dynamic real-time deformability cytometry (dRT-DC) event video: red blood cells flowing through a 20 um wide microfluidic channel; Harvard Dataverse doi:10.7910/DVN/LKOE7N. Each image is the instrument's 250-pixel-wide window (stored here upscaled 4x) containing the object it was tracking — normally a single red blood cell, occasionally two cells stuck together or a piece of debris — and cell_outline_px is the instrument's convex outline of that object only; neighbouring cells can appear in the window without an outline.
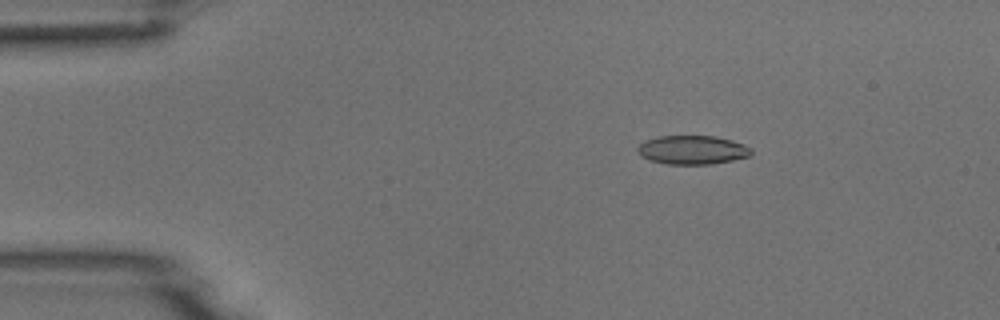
{"species": "common noctule bat (a hibernating species)", "species_latin": "Nyctalus noctula", "temperature_condition": "room temperature", "stored_images_in_passage": 45, "camera_frame_rate_fps": 3000, "um_per_image_px": 0.085, "animal": {"sex": "male", "body_mass_g": 18.8}, "frame": {"image": 1, "passage_image": 1, "time_ms": 0.0, "image_size_px": [1000, 320], "cell_outline_px": [[752, 152], [748, 156], [732, 160], [712, 164], [668, 164], [652, 160], [640, 156], [636, 152], [636, 148], [644, 140], [656, 136], [716, 136], [732, 140], [744, 144], [752, 148]], "centroid_in_image_um": [58.83, 12.73], "position_along_channel_um": 26.2, "area_um2": 19.19}}
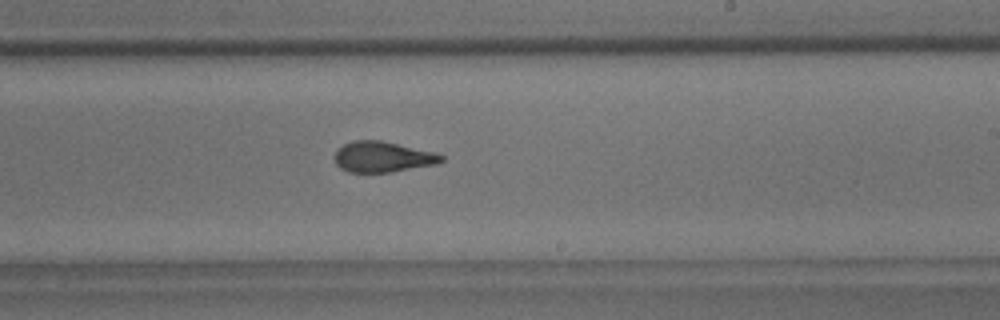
{"frame": {"image": 2, "passage_image": 24, "time_ms": 7.667, "image_size_px": [1000, 320], "cell_outline_px": [[444, 160], [436, 164], [392, 172], [348, 172], [340, 168], [336, 164], [332, 156], [336, 148], [352, 140], [380, 140], [436, 152], [444, 156]], "centroid_in_image_um": [32.48, 13.33], "position_along_channel_um": 256.5, "area_um2": 19.36}}
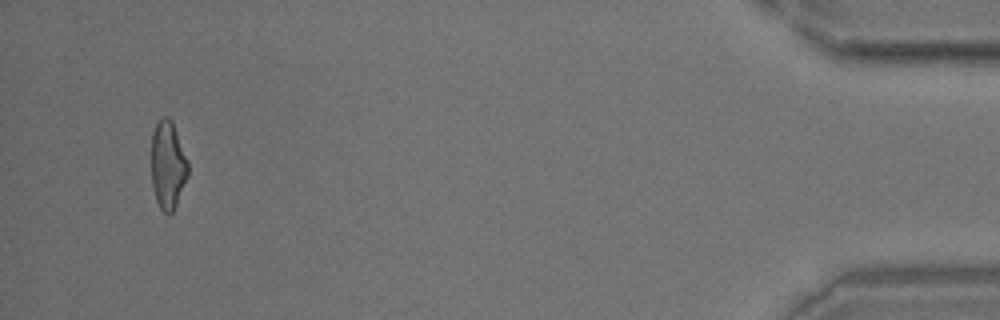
{"frame": {"image": 3, "passage_image": 43, "time_ms": 14.0, "image_size_px": [1000, 320], "cell_outline_px": [[188, 176], [176, 204], [172, 212], [168, 216], [160, 208], [156, 200], [152, 188], [152, 132], [156, 124], [164, 116], [168, 116], [172, 120], [188, 160]], "centroid_in_image_um": [14.27, 14.03], "position_along_channel_um": 420.9, "area_um2": 18.84}}